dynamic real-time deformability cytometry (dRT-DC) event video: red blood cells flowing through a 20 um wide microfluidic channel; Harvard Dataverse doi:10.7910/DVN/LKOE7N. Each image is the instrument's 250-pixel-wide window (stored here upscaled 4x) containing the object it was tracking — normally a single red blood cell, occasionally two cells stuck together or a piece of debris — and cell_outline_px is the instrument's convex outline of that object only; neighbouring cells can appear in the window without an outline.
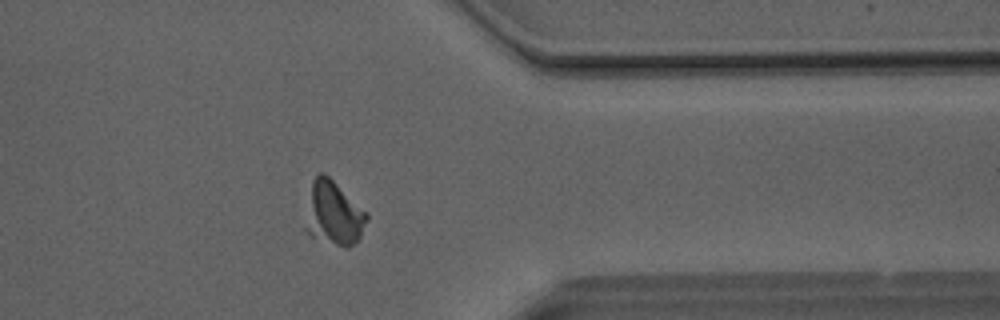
{"species": "Egyptian fruit bat (a non-hibernating species)", "species_latin": "Rousettus aegyptiacus", "temperature_condition": "room temperature", "stored_images_in_passage": 50, "camera_frame_rate_fps": 3000, "um_per_image_px": 0.085, "animal": {"sex": "male"}, "frame": {"image": 1, "passage_image": 40, "time_ms": 13.0, "image_size_px": [1000, 320], "cell_outline_px": [[368, 220], [360, 236], [348, 248], [344, 248], [308, 236], [304, 228], [312, 180], [320, 172], [324, 172], [368, 212]], "centroid_in_image_um": [28.35, 18.16], "position_along_channel_um": 383.0, "area_um2": 23.0}}
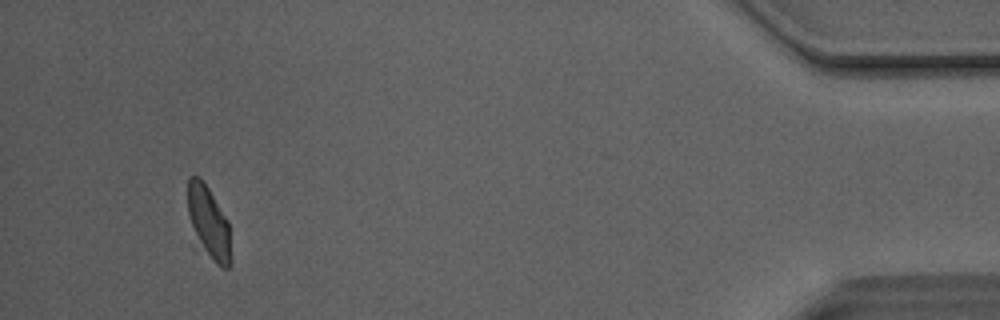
{"frame": {"image": 2, "passage_image": 47, "time_ms": 15.333, "image_size_px": [1000, 320], "cell_outline_px": [[232, 264], [228, 268], [220, 268], [212, 260], [200, 240], [192, 224], [188, 212], [188, 176], [200, 176], [208, 188], [228, 220], [232, 260]], "centroid_in_image_um": [17.8, 18.89], "position_along_channel_um": 417.4, "area_um2": 17.63}}